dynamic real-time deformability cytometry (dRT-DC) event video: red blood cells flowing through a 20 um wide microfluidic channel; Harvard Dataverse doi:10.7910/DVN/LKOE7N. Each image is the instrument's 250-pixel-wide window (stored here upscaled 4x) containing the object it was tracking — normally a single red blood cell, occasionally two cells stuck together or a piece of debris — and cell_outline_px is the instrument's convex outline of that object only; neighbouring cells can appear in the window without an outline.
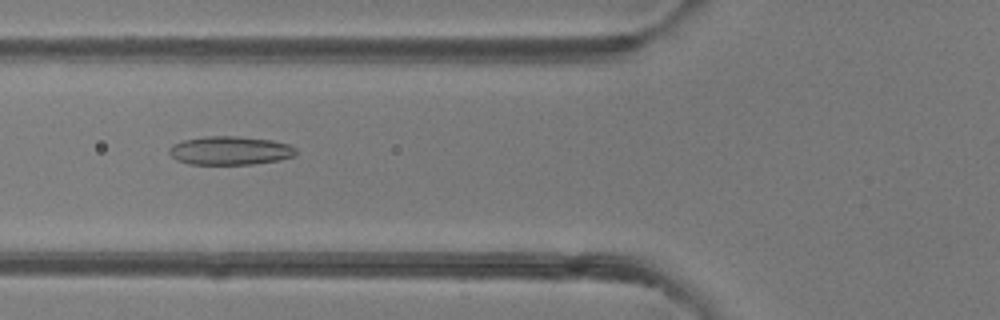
{"species": "common noctule bat (a hibernating species)", "species_latin": "Nyctalus noctula", "temperature_condition": "room temperature", "stored_images_in_passage": 50, "camera_frame_rate_fps": 3000, "um_per_image_px": 0.085, "animal": {"sex": "female"}, "frame": {"image": 1, "passage_image": 19, "time_ms": 6.0, "image_size_px": [1000, 320], "cell_outline_px": [[296, 156], [280, 160], [252, 164], [188, 164], [176, 160], [168, 152], [168, 148], [172, 144], [184, 140], [208, 136], [236, 136], [272, 140], [288, 144], [296, 148]], "centroid_in_image_um": [19.56, 12.8], "position_along_channel_um": 106.2, "area_um2": 21.21}}
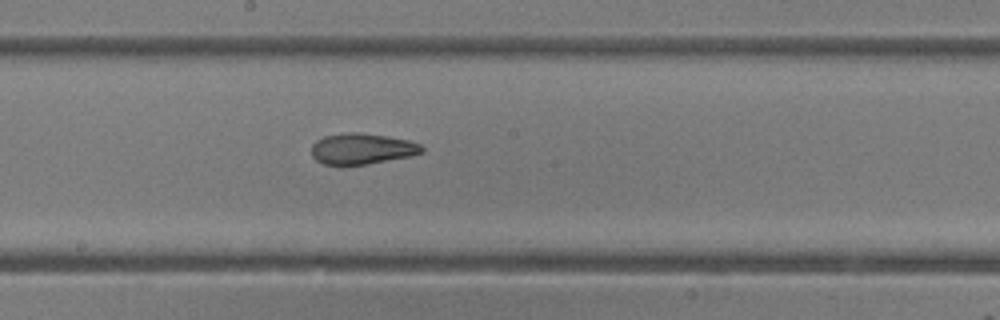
{"frame": {"image": 2, "passage_image": 27, "time_ms": 8.667, "image_size_px": [1000, 320], "cell_outline_px": [[424, 152], [412, 156], [368, 164], [340, 168], [324, 164], [316, 160], [312, 156], [312, 144], [316, 140], [324, 136], [348, 132], [356, 132], [388, 136], [408, 140], [420, 144], [424, 148]], "centroid_in_image_um": [30.74, 12.68], "position_along_channel_um": 217.5, "area_um2": 20.52}}
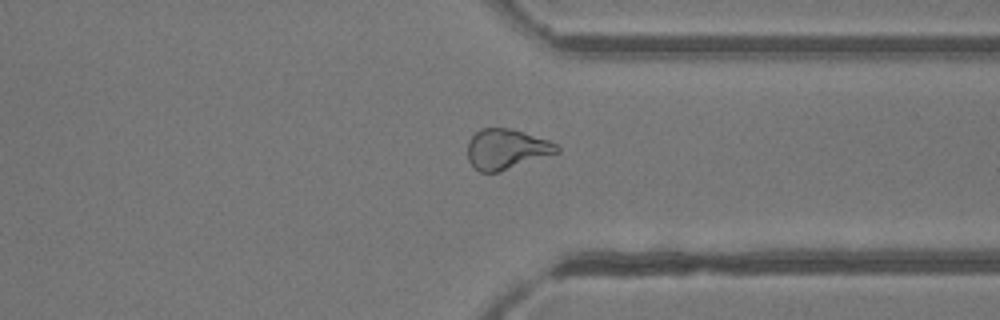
{"frame": {"image": 3, "passage_image": 38, "time_ms": 12.333, "image_size_px": [1000, 320], "cell_outline_px": [[560, 152], [500, 172], [480, 172], [468, 160], [468, 140], [480, 128], [508, 128], [524, 132], [548, 140], [556, 144], [560, 148]], "centroid_in_image_um": [43.05, 12.68], "position_along_channel_um": 368.3, "area_um2": 20.92}, "authors_computed_cell_mechanics": {"area_um2": 21.7039, "velocity_mm_per_s": 4.1493, "shape_relaxation_time_tau1_ms": null, "shape_relaxation_time_tau2_ms": 2.4212, "deformation_change_tau1": null, "deformation_change_tau2": 0.0929}}